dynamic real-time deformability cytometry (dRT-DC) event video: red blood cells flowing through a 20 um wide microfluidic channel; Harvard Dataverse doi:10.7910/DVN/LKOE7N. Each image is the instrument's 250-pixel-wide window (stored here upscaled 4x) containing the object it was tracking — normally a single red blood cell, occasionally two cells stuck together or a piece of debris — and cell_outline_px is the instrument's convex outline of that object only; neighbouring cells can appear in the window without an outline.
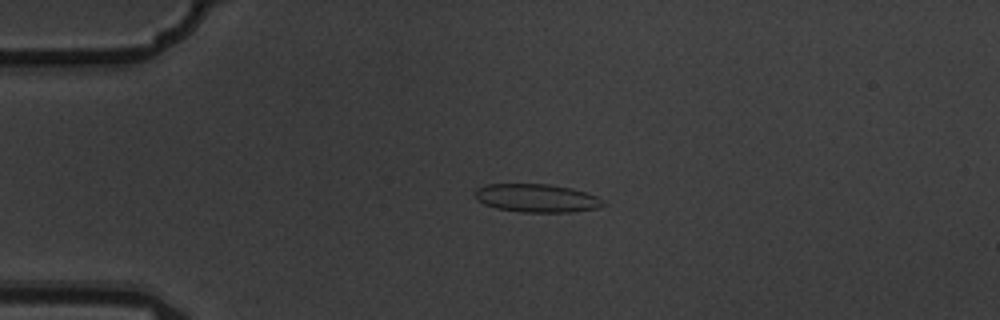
{"species": "common noctule bat (a hibernating species)", "species_latin": "Nyctalus noctula", "temperature_condition": "warm", "stored_images_in_passage": 3, "camera_frame_rate_fps": 3000, "um_per_image_px": 0.085, "animal": {"sex": "male", "body_mass_g": 19.5, "forearm_length_mm": 54.6}, "frame": {"image": 1, "passage_image": 1, "time_ms": 0.0, "image_size_px": [1000, 320], "cell_outline_px": [[608, 204], [600, 208], [572, 212], [520, 212], [496, 208], [484, 204], [476, 200], [476, 188], [488, 184], [548, 184], [572, 188], [596, 196], [604, 200]], "centroid_in_image_um": [45.66, 16.85], "position_along_channel_um": 39.3, "area_um2": 21.27}}
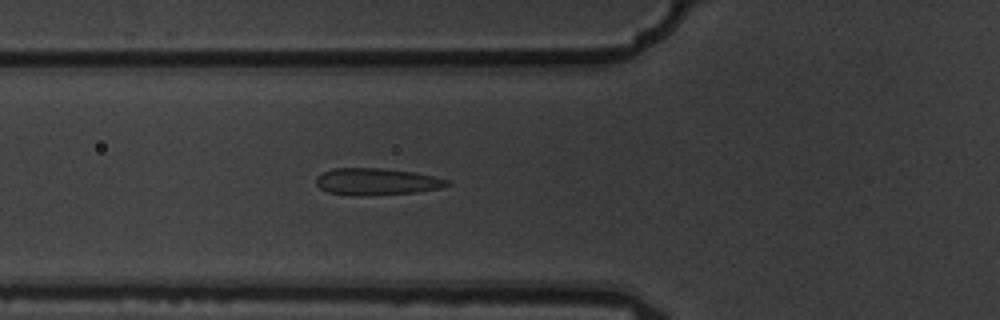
{"frame": {"image": 2, "passage_image": 3, "time_ms": 0.667, "image_size_px": [1000, 320], "cell_outline_px": [[452, 184], [440, 188], [416, 192], [328, 192], [320, 188], [316, 184], [316, 176], [332, 168], [380, 168], [416, 172], [448, 180]], "centroid_in_image_um": [32.05, 15.37], "position_along_channel_um": 93.7, "area_um2": 19.19}}